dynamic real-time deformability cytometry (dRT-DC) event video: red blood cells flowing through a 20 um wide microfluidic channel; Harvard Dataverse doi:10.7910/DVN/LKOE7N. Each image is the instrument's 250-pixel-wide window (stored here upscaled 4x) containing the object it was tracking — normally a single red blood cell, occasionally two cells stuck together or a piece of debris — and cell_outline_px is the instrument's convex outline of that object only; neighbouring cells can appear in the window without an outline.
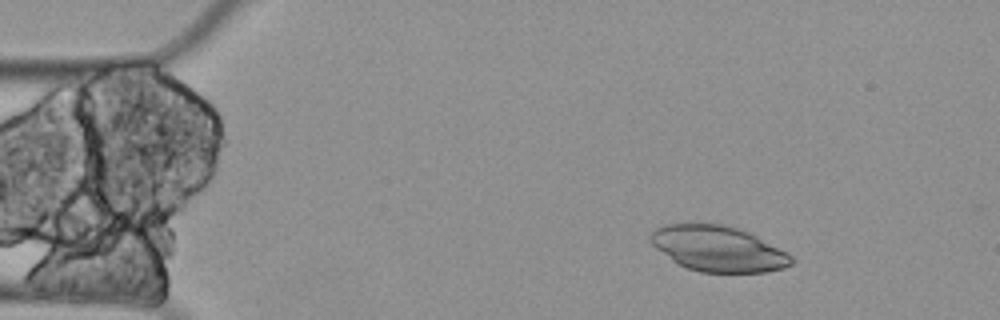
{"species": "Egyptian fruit bat (a non-hibernating species)", "species_latin": "Rousettus aegyptiacus", "temperature_condition": "cold", "stored_images_in_passage": 3, "camera_frame_rate_fps": 3000, "um_per_image_px": 0.085, "animal": {"sex": "female"}, "frame": {"image": 1, "passage_image": 1, "time_ms": 0.0, "image_size_px": [1000, 320], "cell_outline_px": [[792, 264], [784, 268], [764, 272], [700, 272], [688, 268], [672, 260], [656, 248], [648, 240], [648, 236], [656, 228], [668, 224], [724, 224], [748, 232], [788, 252], [792, 256]], "centroid_in_image_um": [61.04, 21.14], "position_along_channel_um": 24.0, "area_um2": 37.11}}